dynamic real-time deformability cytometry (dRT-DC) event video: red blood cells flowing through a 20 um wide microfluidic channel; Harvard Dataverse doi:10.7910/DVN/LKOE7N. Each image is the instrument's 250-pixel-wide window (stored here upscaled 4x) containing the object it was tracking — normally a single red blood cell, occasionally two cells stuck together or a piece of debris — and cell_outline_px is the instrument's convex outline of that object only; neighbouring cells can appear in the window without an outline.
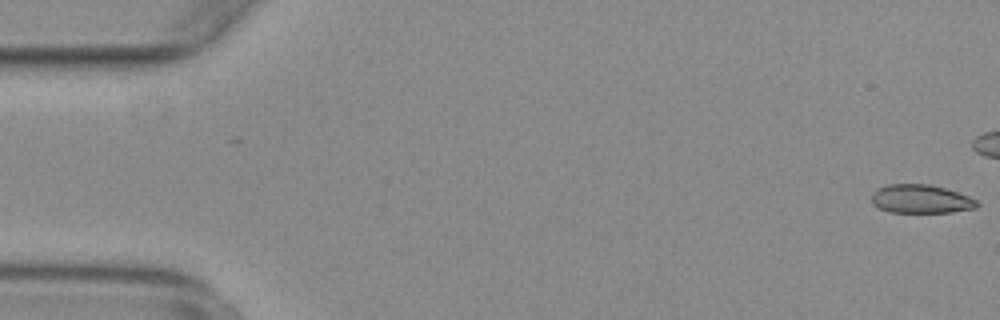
{"species": "common noctule bat (a hibernating species)", "species_latin": "Nyctalus noctula", "temperature_condition": "warm", "stored_images_in_passage": 12, "camera_frame_rate_fps": 3000, "um_per_image_px": 0.085, "animal": {"sex": "female", "body_mass_g": 29.2, "forearm_length_mm": 56.3}, "frame": {"image": 1, "passage_image": 1, "time_ms": 0.0, "image_size_px": [1000, 320], "cell_outline_px": [[980, 204], [976, 208], [952, 212], [888, 212], [872, 204], [872, 196], [876, 188], [888, 184], [928, 184], [944, 188], [968, 196], [976, 200]], "centroid_in_image_um": [78.26, 16.91], "position_along_channel_um": 6.7, "area_um2": 17.51}}